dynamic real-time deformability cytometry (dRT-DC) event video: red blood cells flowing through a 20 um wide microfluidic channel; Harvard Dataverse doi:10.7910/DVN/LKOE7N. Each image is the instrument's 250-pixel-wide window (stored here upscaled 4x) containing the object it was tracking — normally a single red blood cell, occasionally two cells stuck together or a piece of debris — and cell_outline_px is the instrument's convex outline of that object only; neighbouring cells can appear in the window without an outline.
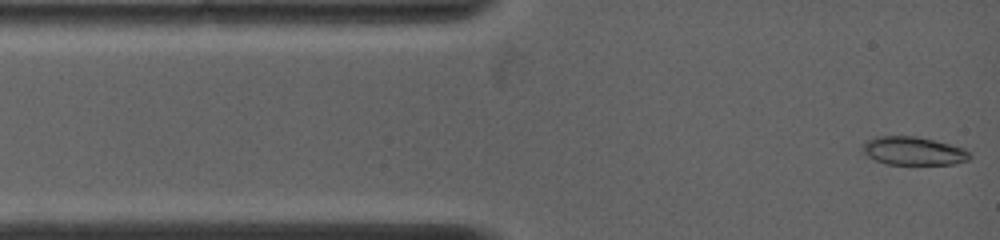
{"species": "common noctule bat (a hibernating species)", "species_latin": "Nyctalus noctula", "temperature_condition": "warm", "stored_images_in_passage": 82, "camera_frame_rate_fps": 5000, "um_per_image_px": 0.085, "animal": {"sex": "female", "body_mass_g": 19.0, "forearm_length_mm": 53.3}, "frame": {"image": 1, "passage_image": 1, "time_ms": 0.0, "image_size_px": [1000, 240], "cell_outline_px": [[972, 156], [968, 160], [952, 164], [888, 164], [876, 160], [868, 156], [864, 152], [864, 144], [872, 136], [916, 136], [964, 148]], "centroid_in_image_um": [77.65, 12.83], "position_along_channel_um": 7.4, "area_um2": 17.4}}
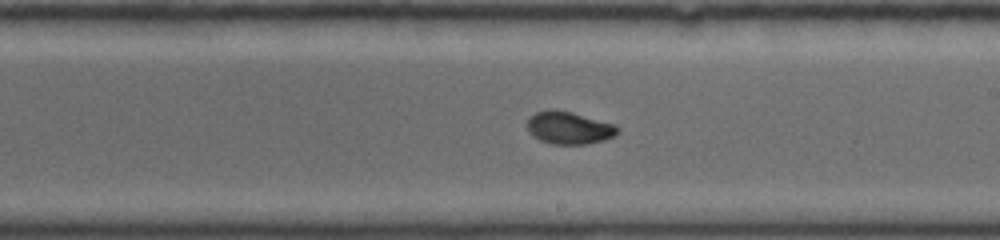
{"frame": {"image": 2, "passage_image": 36, "time_ms": 7.0, "image_size_px": [1000, 240], "cell_outline_px": [[620, 132], [604, 140], [584, 144], [552, 144], [540, 140], [528, 128], [528, 116], [536, 112], [548, 108], [552, 108], [572, 112], [616, 124], [620, 128]], "centroid_in_image_um": [48.4, 10.84], "position_along_channel_um": 240.6, "area_um2": 17.17}}
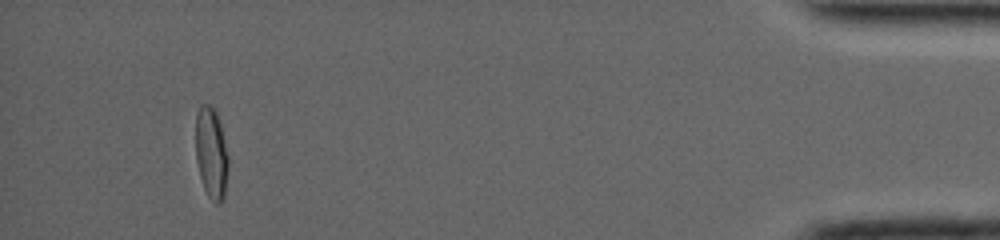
{"frame": {"image": 3, "passage_image": 70, "time_ms": 13.8, "image_size_px": [1000, 240], "cell_outline_px": [[228, 168], [224, 196], [220, 204], [216, 204], [208, 196], [204, 188], [200, 176], [196, 160], [196, 112], [200, 104], [208, 104], [216, 112], [220, 124], [228, 156]], "centroid_in_image_um": [17.95, 13.01], "position_along_channel_um": 417.2, "area_um2": 17.28}, "authors_computed_cell_mechanics": {"area_um2": 17.1088, "velocity_mm_per_s": 4.0055, "shape_relaxation_time_tau1_ms": 7.1868, "shape_relaxation_time_tau2_ms": null, "deformation_change_tau1": 0.2397, "deformation_change_tau2": null}}